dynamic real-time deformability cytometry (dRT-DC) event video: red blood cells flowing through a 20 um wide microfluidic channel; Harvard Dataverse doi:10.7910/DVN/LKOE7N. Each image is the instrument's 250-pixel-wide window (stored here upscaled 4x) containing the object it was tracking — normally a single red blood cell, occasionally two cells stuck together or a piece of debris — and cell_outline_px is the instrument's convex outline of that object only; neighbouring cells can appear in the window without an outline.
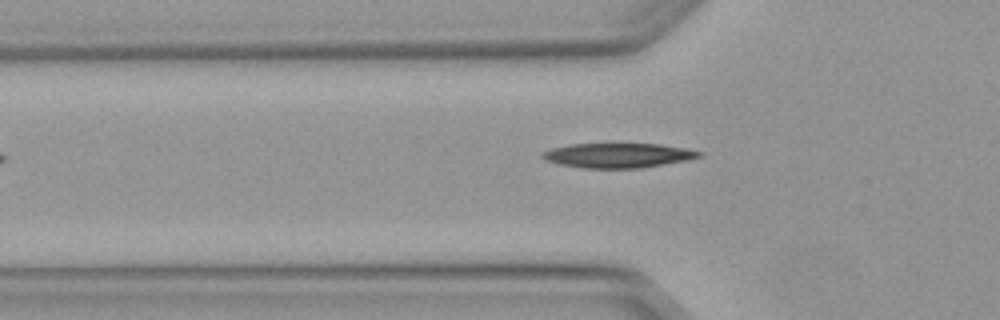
{"species": "Egyptian fruit bat (a non-hibernating species)", "species_latin": "Rousettus aegyptiacus", "temperature_condition": "warm", "stored_images_in_passage": 2, "camera_frame_rate_fps": 3000, "um_per_image_px": 0.085, "animal": {"sex": "female"}, "frame": {"image": 1, "passage_image": 2, "time_ms": 0.333, "image_size_px": [1000, 320], "cell_outline_px": [[704, 156], [688, 160], [640, 168], [580, 168], [560, 164], [544, 160], [540, 156], [540, 152], [552, 148], [572, 144], [660, 144], [688, 148], [704, 152]], "centroid_in_image_um": [52.56, 13.21], "position_along_channel_um": 73.2, "area_um2": 22.72}}